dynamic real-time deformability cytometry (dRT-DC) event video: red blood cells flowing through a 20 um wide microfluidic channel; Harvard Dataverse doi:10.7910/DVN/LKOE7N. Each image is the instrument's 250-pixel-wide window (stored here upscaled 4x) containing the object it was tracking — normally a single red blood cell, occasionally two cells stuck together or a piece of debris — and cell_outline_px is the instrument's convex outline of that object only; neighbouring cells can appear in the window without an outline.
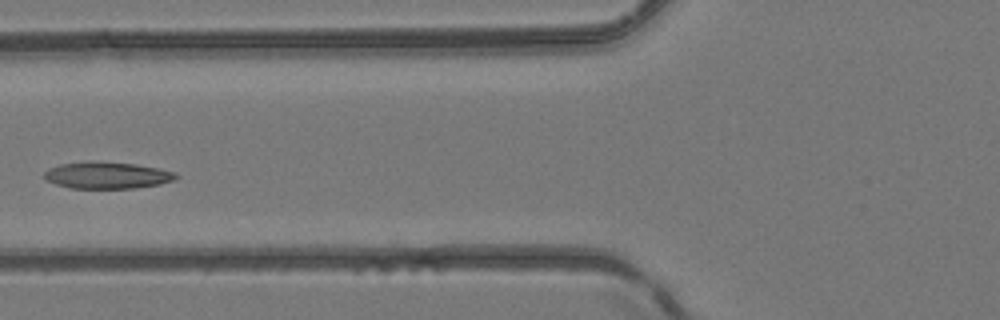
{"species": "common noctule bat (a hibernating species)", "species_latin": "Nyctalus noctula", "temperature_condition": "room temperature", "stored_images_in_passage": 6, "camera_frame_rate_fps": 3000, "um_per_image_px": 0.085, "animal": {"sex": "female", "body_mass_g": 24.6, "forearm_length_mm": 56.2}, "frame": {"image": 1, "passage_image": 4, "time_ms": 3.667, "image_size_px": [1000, 320], "cell_outline_px": [[180, 176], [172, 180], [160, 184], [132, 188], [72, 188], [56, 184], [44, 180], [44, 172], [48, 168], [60, 164], [88, 160], [92, 160], [136, 164], [160, 168], [176, 172]], "centroid_in_image_um": [9.08, 14.88], "position_along_channel_um": 116.7, "area_um2": 20.81}}
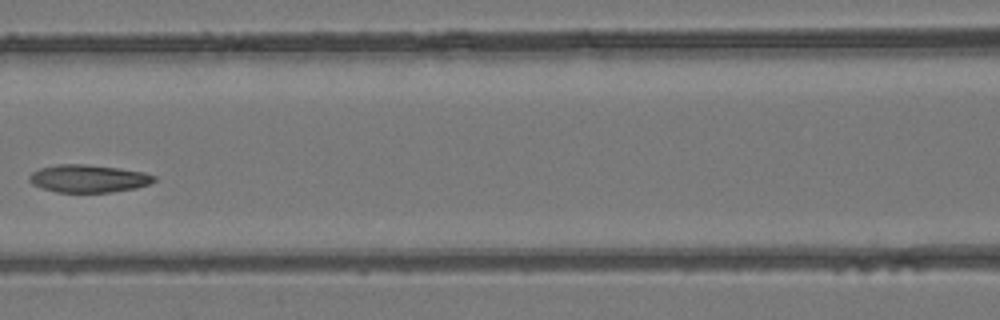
{"frame": {"image": 2, "passage_image": 5, "time_ms": 4.667, "image_size_px": [1000, 320], "cell_outline_px": [[156, 180], [148, 184], [136, 188], [112, 192], [56, 192], [32, 184], [28, 180], [28, 176], [32, 172], [40, 168], [56, 164], [88, 164], [144, 172], [156, 176]], "centroid_in_image_um": [7.5, 15.17], "position_along_channel_um": 159.1, "area_um2": 20.11}}
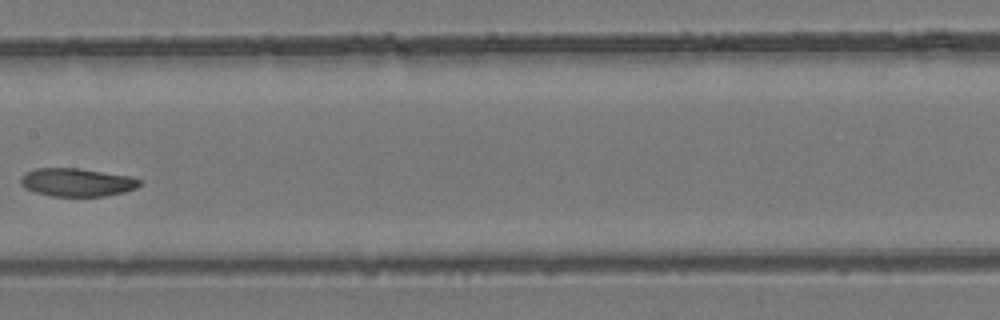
{"frame": {"image": 3, "passage_image": 6, "time_ms": 5.667, "image_size_px": [1000, 320], "cell_outline_px": [[144, 180], [136, 188], [124, 192], [104, 196], [52, 196], [36, 192], [24, 188], [20, 184], [20, 176], [36, 168], [80, 168], [128, 176]], "centroid_in_image_um": [6.53, 15.49], "position_along_channel_um": 200.9, "area_um2": 19.54}}